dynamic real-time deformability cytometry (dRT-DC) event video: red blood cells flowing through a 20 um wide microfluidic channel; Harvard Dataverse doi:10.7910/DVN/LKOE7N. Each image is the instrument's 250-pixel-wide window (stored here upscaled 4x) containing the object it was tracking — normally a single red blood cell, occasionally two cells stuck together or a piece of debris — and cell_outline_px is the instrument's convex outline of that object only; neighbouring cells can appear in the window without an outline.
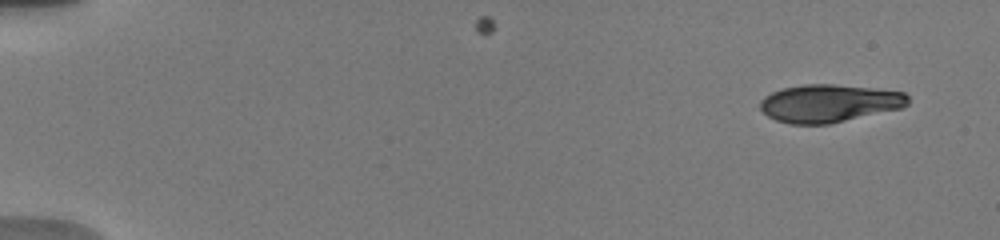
{"species": "human", "species_latin": "Homo sapiens", "temperature_condition": "warm", "stored_images_in_passage": 43, "camera_frame_rate_fps": 3000, "um_per_image_px": 0.085, "donor": {"sex": "male"}, "frame": {"image": 1, "passage_image": 1, "time_ms": 0.0, "image_size_px": [1000, 240], "cell_outline_px": [[908, 104], [900, 108], [828, 124], [788, 124], [776, 120], [768, 116], [760, 108], [760, 100], [764, 96], [772, 92], [784, 88], [804, 84], [836, 84], [872, 88], [904, 92], [908, 96]], "centroid_in_image_um": [70.44, 8.77], "position_along_channel_um": 14.6, "area_um2": 32.37}}
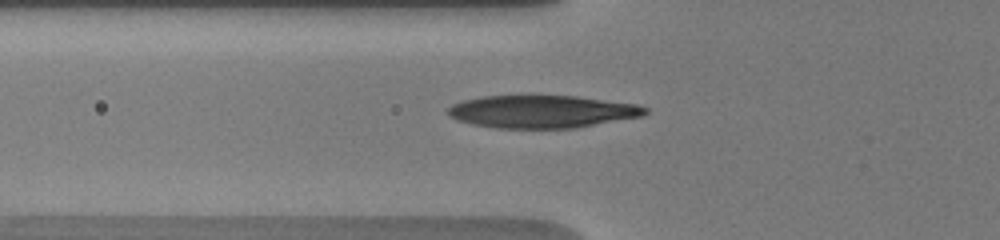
{"frame": {"image": 2, "passage_image": 27, "time_ms": 5.667, "image_size_px": [1000, 240], "cell_outline_px": [[648, 112], [640, 116], [576, 128], [496, 128], [472, 124], [456, 120], [448, 116], [448, 108], [452, 104], [464, 100], [484, 96], [520, 92], [528, 92], [576, 96], [636, 104], [648, 108]], "centroid_in_image_um": [46.0, 9.43], "position_along_channel_um": 79.8, "area_um2": 38.78}}
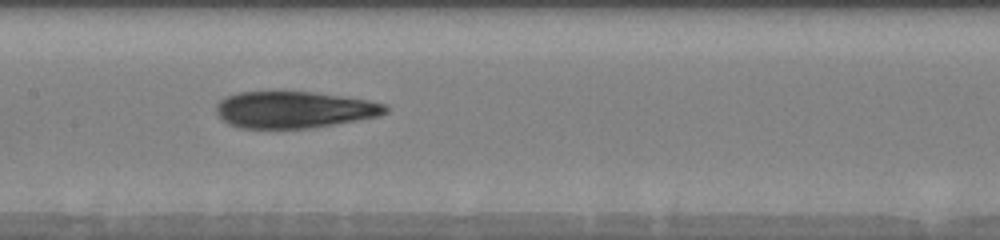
{"frame": {"image": 3, "passage_image": 42, "time_ms": 8.333, "image_size_px": [1000, 240], "cell_outline_px": [[388, 112], [380, 116], [312, 128], [240, 128], [228, 124], [216, 112], [216, 104], [224, 96], [240, 92], [280, 88], [312, 92], [368, 100], [388, 104]], "centroid_in_image_um": [24.97, 9.28], "position_along_channel_um": 182.4, "area_um2": 37.22}}